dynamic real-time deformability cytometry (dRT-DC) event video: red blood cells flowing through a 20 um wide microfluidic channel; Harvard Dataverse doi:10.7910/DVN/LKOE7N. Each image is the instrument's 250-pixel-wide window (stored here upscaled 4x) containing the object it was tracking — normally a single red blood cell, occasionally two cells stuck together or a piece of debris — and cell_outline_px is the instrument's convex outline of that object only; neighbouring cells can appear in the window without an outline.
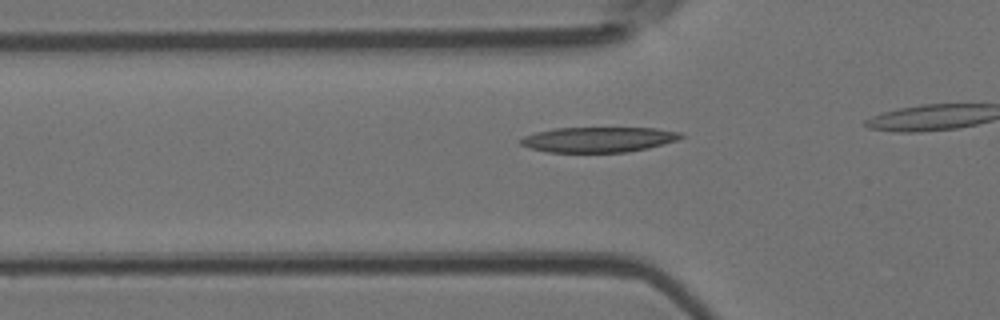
{"species": "Egyptian fruit bat (a non-hibernating species)", "species_latin": "Rousettus aegyptiacus", "temperature_condition": "room temperature", "stored_images_in_passage": 3, "segment_of_instrument_passage": [2, 2], "camera_frame_rate_fps": 3000, "um_per_image_px": 0.085, "animal": {"sex": "female"}, "frame": {"image": 1, "passage_image": 3, "time_ms": 2.333, "image_size_px": [1000, 320], "cell_outline_px": [[684, 136], [676, 140], [648, 148], [628, 152], [544, 152], [520, 144], [516, 140], [524, 136], [536, 132], [556, 128], [656, 128], [680, 132]], "centroid_in_image_um": [50.83, 11.86], "position_along_channel_um": 75.0, "area_um2": 23.52}}